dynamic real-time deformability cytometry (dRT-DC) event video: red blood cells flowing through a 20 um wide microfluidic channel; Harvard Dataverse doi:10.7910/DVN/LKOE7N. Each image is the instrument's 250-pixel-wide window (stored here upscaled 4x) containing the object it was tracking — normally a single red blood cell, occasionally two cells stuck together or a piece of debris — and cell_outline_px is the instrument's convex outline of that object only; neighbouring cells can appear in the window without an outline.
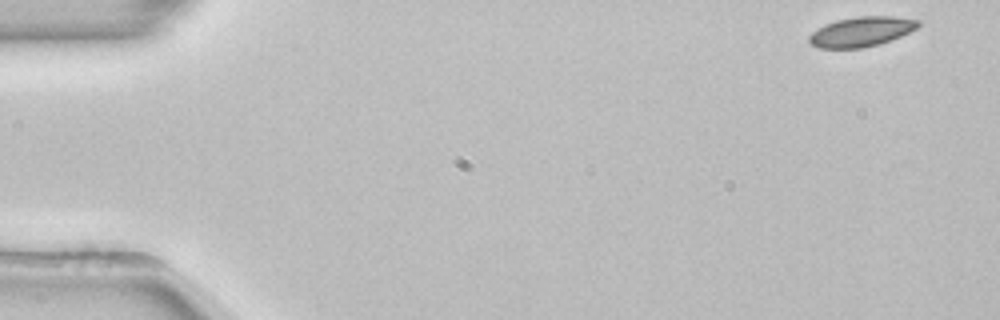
{"species": "common noctule bat (a hibernating species)", "species_latin": "Nyctalus noctula", "temperature_condition": "room temperature", "stored_images_in_passage": 52, "camera_frame_rate_fps": 3000, "um_per_image_px": 0.085, "animal": {"sex": "female", "body_mass_g": 22.7, "forearm_length_mm": 54.2}, "frame": {"image": 1, "passage_image": 1, "time_ms": 0.0, "image_size_px": [1000, 320], "cell_outline_px": [[920, 24], [916, 28], [900, 36], [880, 44], [860, 48], [816, 48], [808, 40], [808, 36], [812, 32], [824, 24], [836, 20], [860, 16], [892, 16], [920, 20]], "centroid_in_image_um": [73.19, 2.69], "position_along_channel_um": 11.8, "area_um2": 18.9}}
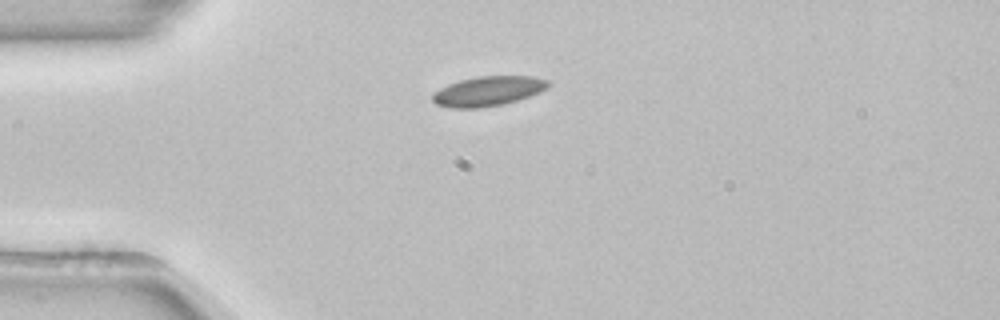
{"frame": {"image": 2, "passage_image": 12, "time_ms": 3.667, "image_size_px": [1000, 320], "cell_outline_px": [[548, 88], [540, 92], [504, 104], [480, 108], [448, 108], [436, 104], [432, 100], [432, 96], [440, 88], [448, 84], [460, 80], [476, 76], [532, 76], [548, 80]], "centroid_in_image_um": [41.47, 7.75], "position_along_channel_um": 43.5, "area_um2": 20.0}}
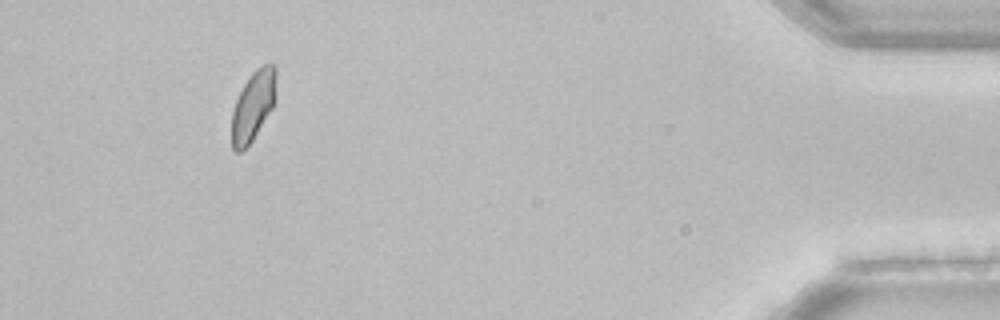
{"frame": {"image": 3, "passage_image": 48, "time_ms": 15.667, "image_size_px": [1000, 320], "cell_outline_px": [[276, 76], [272, 108], [252, 140], [240, 152], [236, 152], [232, 148], [232, 112], [236, 100], [248, 76], [256, 68], [264, 64], [272, 64], [276, 68]], "centroid_in_image_um": [21.49, 8.97], "position_along_channel_um": 413.7, "area_um2": 17.69}, "authors_computed_cell_mechanics": {"area_um2": 19.1318, "velocity_mm_per_s": 3.8329, "shape_relaxation_time_tau1_ms": 1.8865, "shape_relaxation_time_tau2_ms": null, "deformation_change_tau1": 0.0512, "deformation_change_tau2": null}}